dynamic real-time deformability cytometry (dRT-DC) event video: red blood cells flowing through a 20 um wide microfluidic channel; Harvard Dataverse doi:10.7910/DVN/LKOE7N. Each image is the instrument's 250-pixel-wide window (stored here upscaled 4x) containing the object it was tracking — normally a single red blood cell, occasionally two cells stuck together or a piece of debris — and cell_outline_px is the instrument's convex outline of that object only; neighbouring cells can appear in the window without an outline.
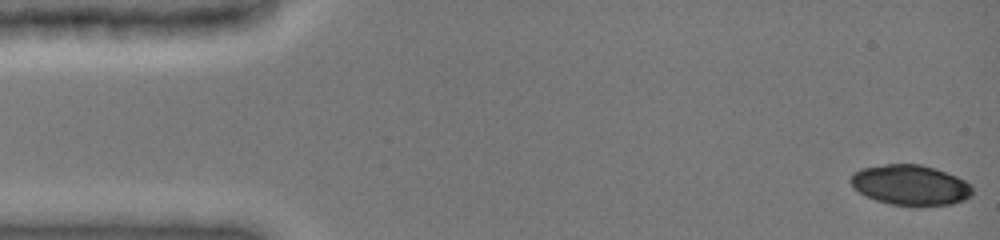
{"species": "common noctule bat (a hibernating species)", "species_latin": "Nyctalus noctula", "temperature_condition": "cold", "stored_images_in_passage": 13, "camera_frame_rate_fps": 3000, "um_per_image_px": 0.085, "animal": {"sex": "female", "body_mass_g": 19.0, "forearm_length_mm": 51.5}, "frame": {"image": 1, "passage_image": 1, "time_ms": 0.0, "image_size_px": [1000, 240], "cell_outline_px": [[972, 196], [964, 200], [952, 204], [916, 208], [888, 204], [876, 200], [852, 188], [848, 180], [852, 172], [860, 168], [884, 164], [920, 164], [936, 168], [956, 176], [972, 184]], "centroid_in_image_um": [77.37, 15.75], "position_along_channel_um": 7.6, "area_um2": 29.48}}
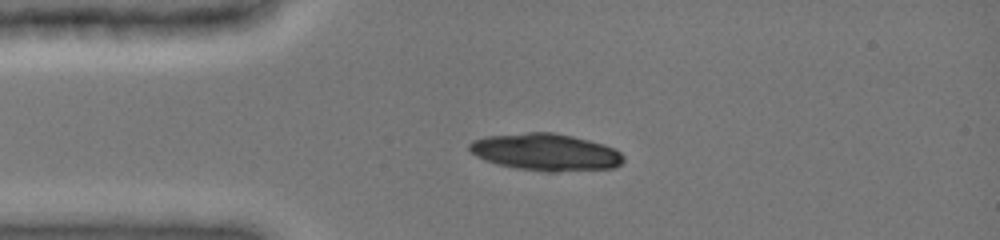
{"frame": {"image": 2, "passage_image": 8, "time_ms": 3.333, "image_size_px": [1000, 240], "cell_outline_px": [[624, 160], [616, 168], [556, 172], [544, 172], [516, 168], [496, 164], [484, 160], [476, 156], [468, 148], [468, 144], [472, 140], [488, 136], [528, 132], [552, 132], [572, 136], [604, 144], [616, 148], [624, 156]], "centroid_in_image_um": [46.4, 12.94], "position_along_channel_um": 38.6, "area_um2": 33.58}}